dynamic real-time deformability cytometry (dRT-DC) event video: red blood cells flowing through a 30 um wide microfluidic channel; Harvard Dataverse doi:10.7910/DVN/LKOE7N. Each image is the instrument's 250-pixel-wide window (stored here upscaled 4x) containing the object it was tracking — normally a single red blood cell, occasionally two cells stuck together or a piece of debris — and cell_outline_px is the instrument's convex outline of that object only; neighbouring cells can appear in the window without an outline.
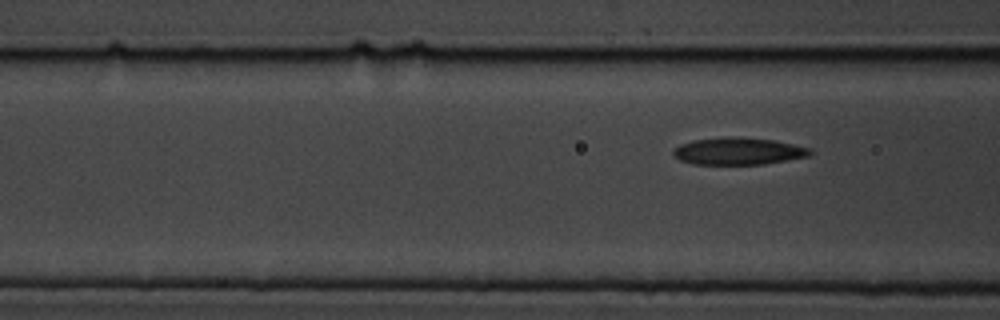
{"species": "common noctule bat (a hibernating species)", "species_latin": "Nyctalus noctula", "temperature_condition": "cold", "stored_images_in_passage": 7, "segment_of_instrument_passage": [2, 2], "camera_frame_rate_fps": 3000, "um_per_image_px": 0.085, "animal": {"sex": "male", "body_mass_g": 19.5, "forearm_length_mm": 54.6}, "frame": {"image": 1, "passage_image": 7, "time_ms": 9.0, "image_size_px": [1000, 320], "cell_outline_px": [[812, 152], [808, 156], [764, 164], [692, 164], [680, 160], [672, 152], [680, 144], [692, 140], [728, 136], [732, 136], [772, 140], [812, 148]], "centroid_in_image_um": [62.75, 12.84], "position_along_channel_um": 103.9, "area_um2": 21.5}}